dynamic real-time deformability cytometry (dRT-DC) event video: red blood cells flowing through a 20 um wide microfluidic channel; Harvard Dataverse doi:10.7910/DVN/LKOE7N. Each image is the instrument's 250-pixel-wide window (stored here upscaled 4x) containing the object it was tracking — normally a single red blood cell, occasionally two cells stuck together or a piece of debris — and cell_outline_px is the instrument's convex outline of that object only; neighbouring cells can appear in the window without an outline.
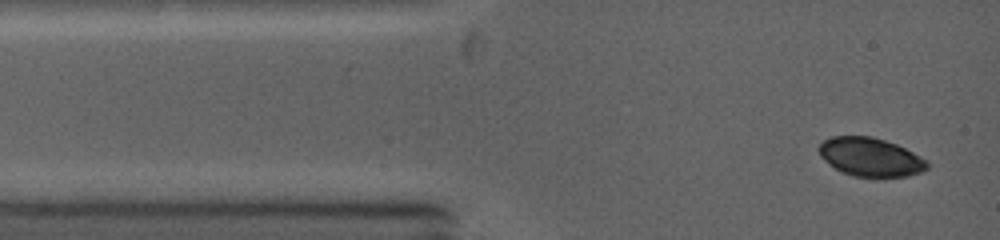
{"species": "common noctule bat (a hibernating species)", "species_latin": "Nyctalus noctula", "temperature_condition": "warm", "stored_images_in_passage": 2, "camera_frame_rate_fps": 5000, "um_per_image_px": 0.085, "animal": {"sex": "female", "body_mass_g": 19.0, "forearm_length_mm": 53.3}, "frame": {"image": 1, "passage_image": 2, "time_ms": 0.6, "image_size_px": [1000, 240], "cell_outline_px": [[928, 168], [920, 172], [908, 176], [852, 176], [836, 168], [824, 160], [820, 156], [816, 148], [824, 140], [832, 136], [872, 136], [896, 144], [928, 160]], "centroid_in_image_um": [73.97, 13.33], "position_along_channel_um": 11.0, "area_um2": 24.16}}